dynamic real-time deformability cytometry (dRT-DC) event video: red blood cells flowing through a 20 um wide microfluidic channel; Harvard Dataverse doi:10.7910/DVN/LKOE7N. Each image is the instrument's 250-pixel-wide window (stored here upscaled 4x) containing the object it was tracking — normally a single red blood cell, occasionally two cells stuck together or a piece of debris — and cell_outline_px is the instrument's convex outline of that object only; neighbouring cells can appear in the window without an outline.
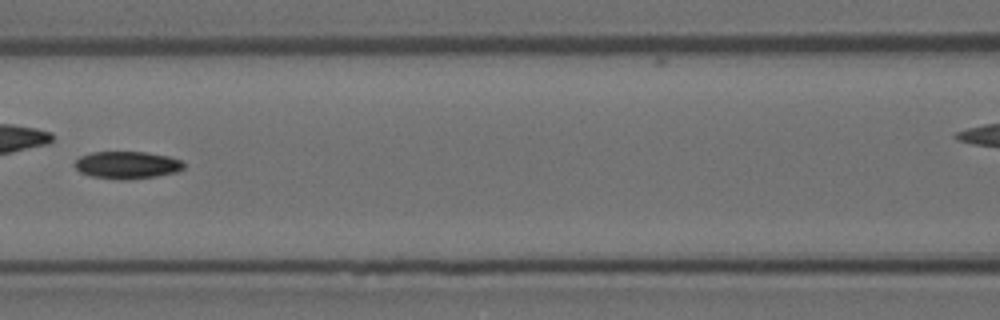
{"species": "Egyptian fruit bat (a non-hibernating species)", "species_latin": "Rousettus aegyptiacus", "temperature_condition": "room temperature", "stored_images_in_passage": 7, "camera_frame_rate_fps": 3000, "um_per_image_px": 0.085, "animal": {"sex": "female"}, "frame": {"image": 1, "passage_image": 6, "time_ms": 1.667, "image_size_px": [1000, 320], "cell_outline_px": [[184, 168], [176, 172], [156, 176], [128, 180], [120, 180], [92, 176], [80, 172], [72, 164], [80, 156], [92, 152], [148, 152], [168, 156], [180, 160], [184, 164]], "centroid_in_image_um": [10.78, 14.03], "position_along_channel_um": 155.8, "area_um2": 17.46}}